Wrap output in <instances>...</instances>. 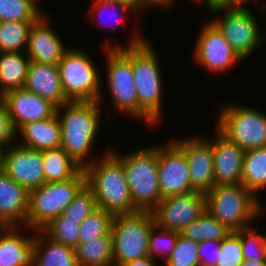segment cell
<instances>
[{
	"mask_svg": "<svg viewBox=\"0 0 266 266\" xmlns=\"http://www.w3.org/2000/svg\"><path fill=\"white\" fill-rule=\"evenodd\" d=\"M101 105L99 101H70L56 108L61 125V148L82 169L96 159L88 156L101 126Z\"/></svg>",
	"mask_w": 266,
	"mask_h": 266,
	"instance_id": "obj_1",
	"label": "cell"
},
{
	"mask_svg": "<svg viewBox=\"0 0 266 266\" xmlns=\"http://www.w3.org/2000/svg\"><path fill=\"white\" fill-rule=\"evenodd\" d=\"M135 31L131 32L127 46L115 44V48H120L131 59L138 107L158 126L162 120L164 91L158 53L151 41Z\"/></svg>",
	"mask_w": 266,
	"mask_h": 266,
	"instance_id": "obj_2",
	"label": "cell"
},
{
	"mask_svg": "<svg viewBox=\"0 0 266 266\" xmlns=\"http://www.w3.org/2000/svg\"><path fill=\"white\" fill-rule=\"evenodd\" d=\"M111 149H107L101 157L97 156L84 169L86 185L93 191L98 208L113 216L134 213L138 210L131 198L123 162Z\"/></svg>",
	"mask_w": 266,
	"mask_h": 266,
	"instance_id": "obj_3",
	"label": "cell"
},
{
	"mask_svg": "<svg viewBox=\"0 0 266 266\" xmlns=\"http://www.w3.org/2000/svg\"><path fill=\"white\" fill-rule=\"evenodd\" d=\"M205 196L206 210L231 232L251 227L266 212L263 202L242 183L214 186Z\"/></svg>",
	"mask_w": 266,
	"mask_h": 266,
	"instance_id": "obj_4",
	"label": "cell"
},
{
	"mask_svg": "<svg viewBox=\"0 0 266 266\" xmlns=\"http://www.w3.org/2000/svg\"><path fill=\"white\" fill-rule=\"evenodd\" d=\"M122 162L134 207L152 212L162 200L159 188L157 145L127 154L111 150Z\"/></svg>",
	"mask_w": 266,
	"mask_h": 266,
	"instance_id": "obj_5",
	"label": "cell"
},
{
	"mask_svg": "<svg viewBox=\"0 0 266 266\" xmlns=\"http://www.w3.org/2000/svg\"><path fill=\"white\" fill-rule=\"evenodd\" d=\"M106 56L107 88L113 105L127 117L146 122L147 127L157 125L138 107L137 87L134 82L131 59L106 40L102 45Z\"/></svg>",
	"mask_w": 266,
	"mask_h": 266,
	"instance_id": "obj_6",
	"label": "cell"
},
{
	"mask_svg": "<svg viewBox=\"0 0 266 266\" xmlns=\"http://www.w3.org/2000/svg\"><path fill=\"white\" fill-rule=\"evenodd\" d=\"M91 56L77 48H69L64 52L58 63L61 85L65 97L69 101L104 100L102 81L99 69Z\"/></svg>",
	"mask_w": 266,
	"mask_h": 266,
	"instance_id": "obj_7",
	"label": "cell"
},
{
	"mask_svg": "<svg viewBox=\"0 0 266 266\" xmlns=\"http://www.w3.org/2000/svg\"><path fill=\"white\" fill-rule=\"evenodd\" d=\"M86 185L82 169L75 177L58 182H45L29 191L27 227L30 231L41 230L52 219L61 216L74 197Z\"/></svg>",
	"mask_w": 266,
	"mask_h": 266,
	"instance_id": "obj_8",
	"label": "cell"
},
{
	"mask_svg": "<svg viewBox=\"0 0 266 266\" xmlns=\"http://www.w3.org/2000/svg\"><path fill=\"white\" fill-rule=\"evenodd\" d=\"M215 128L244 151L266 146V113L243 104H223ZM242 105V106H241Z\"/></svg>",
	"mask_w": 266,
	"mask_h": 266,
	"instance_id": "obj_9",
	"label": "cell"
},
{
	"mask_svg": "<svg viewBox=\"0 0 266 266\" xmlns=\"http://www.w3.org/2000/svg\"><path fill=\"white\" fill-rule=\"evenodd\" d=\"M155 224L150 211L113 216L111 237L114 266L148 256L150 232Z\"/></svg>",
	"mask_w": 266,
	"mask_h": 266,
	"instance_id": "obj_10",
	"label": "cell"
},
{
	"mask_svg": "<svg viewBox=\"0 0 266 266\" xmlns=\"http://www.w3.org/2000/svg\"><path fill=\"white\" fill-rule=\"evenodd\" d=\"M212 13H215V16L218 13L221 15L224 13L222 17L219 14L211 21L243 61L263 44L266 33L260 30L252 9L250 10L248 6L228 7L212 11Z\"/></svg>",
	"mask_w": 266,
	"mask_h": 266,
	"instance_id": "obj_11",
	"label": "cell"
},
{
	"mask_svg": "<svg viewBox=\"0 0 266 266\" xmlns=\"http://www.w3.org/2000/svg\"><path fill=\"white\" fill-rule=\"evenodd\" d=\"M201 30L193 52L197 65L210 73L221 74L243 62L212 21L204 24Z\"/></svg>",
	"mask_w": 266,
	"mask_h": 266,
	"instance_id": "obj_12",
	"label": "cell"
},
{
	"mask_svg": "<svg viewBox=\"0 0 266 266\" xmlns=\"http://www.w3.org/2000/svg\"><path fill=\"white\" fill-rule=\"evenodd\" d=\"M158 177L161 198L196 191L183 151L171 140L157 145Z\"/></svg>",
	"mask_w": 266,
	"mask_h": 266,
	"instance_id": "obj_13",
	"label": "cell"
},
{
	"mask_svg": "<svg viewBox=\"0 0 266 266\" xmlns=\"http://www.w3.org/2000/svg\"><path fill=\"white\" fill-rule=\"evenodd\" d=\"M205 210V193L192 191L162 199L152 213L159 227L181 232L198 219Z\"/></svg>",
	"mask_w": 266,
	"mask_h": 266,
	"instance_id": "obj_14",
	"label": "cell"
},
{
	"mask_svg": "<svg viewBox=\"0 0 266 266\" xmlns=\"http://www.w3.org/2000/svg\"><path fill=\"white\" fill-rule=\"evenodd\" d=\"M192 135L185 139L170 138L185 154L190 170V182L196 191L207 193L214 185L212 138Z\"/></svg>",
	"mask_w": 266,
	"mask_h": 266,
	"instance_id": "obj_15",
	"label": "cell"
},
{
	"mask_svg": "<svg viewBox=\"0 0 266 266\" xmlns=\"http://www.w3.org/2000/svg\"><path fill=\"white\" fill-rule=\"evenodd\" d=\"M3 171L28 191L45 183L42 151L13 143L4 156Z\"/></svg>",
	"mask_w": 266,
	"mask_h": 266,
	"instance_id": "obj_16",
	"label": "cell"
},
{
	"mask_svg": "<svg viewBox=\"0 0 266 266\" xmlns=\"http://www.w3.org/2000/svg\"><path fill=\"white\" fill-rule=\"evenodd\" d=\"M3 105L10 115L16 132L24 124L54 116L57 108L50 101L24 88L5 93L3 95Z\"/></svg>",
	"mask_w": 266,
	"mask_h": 266,
	"instance_id": "obj_17",
	"label": "cell"
},
{
	"mask_svg": "<svg viewBox=\"0 0 266 266\" xmlns=\"http://www.w3.org/2000/svg\"><path fill=\"white\" fill-rule=\"evenodd\" d=\"M47 18L46 13H43L30 27L25 53L30 61L58 65L68 48L49 25Z\"/></svg>",
	"mask_w": 266,
	"mask_h": 266,
	"instance_id": "obj_18",
	"label": "cell"
},
{
	"mask_svg": "<svg viewBox=\"0 0 266 266\" xmlns=\"http://www.w3.org/2000/svg\"><path fill=\"white\" fill-rule=\"evenodd\" d=\"M212 137L214 185L242 183L244 150L228 140L216 128Z\"/></svg>",
	"mask_w": 266,
	"mask_h": 266,
	"instance_id": "obj_19",
	"label": "cell"
},
{
	"mask_svg": "<svg viewBox=\"0 0 266 266\" xmlns=\"http://www.w3.org/2000/svg\"><path fill=\"white\" fill-rule=\"evenodd\" d=\"M19 229V230H18ZM27 226H2L0 228V266H33L35 231L29 235Z\"/></svg>",
	"mask_w": 266,
	"mask_h": 266,
	"instance_id": "obj_20",
	"label": "cell"
},
{
	"mask_svg": "<svg viewBox=\"0 0 266 266\" xmlns=\"http://www.w3.org/2000/svg\"><path fill=\"white\" fill-rule=\"evenodd\" d=\"M29 191L0 172V225L27 226Z\"/></svg>",
	"mask_w": 266,
	"mask_h": 266,
	"instance_id": "obj_21",
	"label": "cell"
},
{
	"mask_svg": "<svg viewBox=\"0 0 266 266\" xmlns=\"http://www.w3.org/2000/svg\"><path fill=\"white\" fill-rule=\"evenodd\" d=\"M23 88L50 101L56 107L70 102L62 89L58 65L30 61Z\"/></svg>",
	"mask_w": 266,
	"mask_h": 266,
	"instance_id": "obj_22",
	"label": "cell"
},
{
	"mask_svg": "<svg viewBox=\"0 0 266 266\" xmlns=\"http://www.w3.org/2000/svg\"><path fill=\"white\" fill-rule=\"evenodd\" d=\"M16 135L17 138H22L18 144L34 150L43 151L61 147V125L56 114L44 120L24 124Z\"/></svg>",
	"mask_w": 266,
	"mask_h": 266,
	"instance_id": "obj_23",
	"label": "cell"
},
{
	"mask_svg": "<svg viewBox=\"0 0 266 266\" xmlns=\"http://www.w3.org/2000/svg\"><path fill=\"white\" fill-rule=\"evenodd\" d=\"M33 266H79L74 248L48 237L42 230H35Z\"/></svg>",
	"mask_w": 266,
	"mask_h": 266,
	"instance_id": "obj_24",
	"label": "cell"
},
{
	"mask_svg": "<svg viewBox=\"0 0 266 266\" xmlns=\"http://www.w3.org/2000/svg\"><path fill=\"white\" fill-rule=\"evenodd\" d=\"M30 59L25 52H0V93L23 88Z\"/></svg>",
	"mask_w": 266,
	"mask_h": 266,
	"instance_id": "obj_25",
	"label": "cell"
},
{
	"mask_svg": "<svg viewBox=\"0 0 266 266\" xmlns=\"http://www.w3.org/2000/svg\"><path fill=\"white\" fill-rule=\"evenodd\" d=\"M242 184L262 201L257 195L266 188V146L244 152Z\"/></svg>",
	"mask_w": 266,
	"mask_h": 266,
	"instance_id": "obj_26",
	"label": "cell"
},
{
	"mask_svg": "<svg viewBox=\"0 0 266 266\" xmlns=\"http://www.w3.org/2000/svg\"><path fill=\"white\" fill-rule=\"evenodd\" d=\"M42 155L45 182L65 181L82 170L61 147L43 150Z\"/></svg>",
	"mask_w": 266,
	"mask_h": 266,
	"instance_id": "obj_27",
	"label": "cell"
},
{
	"mask_svg": "<svg viewBox=\"0 0 266 266\" xmlns=\"http://www.w3.org/2000/svg\"><path fill=\"white\" fill-rule=\"evenodd\" d=\"M75 252L79 266H114L111 235L79 243Z\"/></svg>",
	"mask_w": 266,
	"mask_h": 266,
	"instance_id": "obj_28",
	"label": "cell"
},
{
	"mask_svg": "<svg viewBox=\"0 0 266 266\" xmlns=\"http://www.w3.org/2000/svg\"><path fill=\"white\" fill-rule=\"evenodd\" d=\"M230 233L231 231L207 210L180 232L185 238L197 242L221 241Z\"/></svg>",
	"mask_w": 266,
	"mask_h": 266,
	"instance_id": "obj_29",
	"label": "cell"
},
{
	"mask_svg": "<svg viewBox=\"0 0 266 266\" xmlns=\"http://www.w3.org/2000/svg\"><path fill=\"white\" fill-rule=\"evenodd\" d=\"M34 22H0V52H25Z\"/></svg>",
	"mask_w": 266,
	"mask_h": 266,
	"instance_id": "obj_30",
	"label": "cell"
},
{
	"mask_svg": "<svg viewBox=\"0 0 266 266\" xmlns=\"http://www.w3.org/2000/svg\"><path fill=\"white\" fill-rule=\"evenodd\" d=\"M113 215L104 209L97 208L80 223L79 243L89 242L97 238L111 235Z\"/></svg>",
	"mask_w": 266,
	"mask_h": 266,
	"instance_id": "obj_31",
	"label": "cell"
},
{
	"mask_svg": "<svg viewBox=\"0 0 266 266\" xmlns=\"http://www.w3.org/2000/svg\"><path fill=\"white\" fill-rule=\"evenodd\" d=\"M31 0H0V22H35L43 13Z\"/></svg>",
	"mask_w": 266,
	"mask_h": 266,
	"instance_id": "obj_32",
	"label": "cell"
},
{
	"mask_svg": "<svg viewBox=\"0 0 266 266\" xmlns=\"http://www.w3.org/2000/svg\"><path fill=\"white\" fill-rule=\"evenodd\" d=\"M48 237L65 246L76 248L79 244L78 220L66 219L63 215L52 219L41 229Z\"/></svg>",
	"mask_w": 266,
	"mask_h": 266,
	"instance_id": "obj_33",
	"label": "cell"
},
{
	"mask_svg": "<svg viewBox=\"0 0 266 266\" xmlns=\"http://www.w3.org/2000/svg\"><path fill=\"white\" fill-rule=\"evenodd\" d=\"M94 3V4H93ZM93 3H92V7L93 8H90L91 9V16L93 15L94 17H97V23L98 25L99 24H103V23H106L105 26L107 27H111L112 29H115V25H122L123 23V28H124V25H125V21H126V16L130 13H132L134 15V13L136 14L137 12L135 11V9L130 6V5H127L125 3H122V2H116V1H107V0H93ZM95 12V14H94ZM120 12V16H118L117 13ZM108 14V15H107ZM97 15V16H96ZM109 17H107V16ZM126 15V16H125ZM104 17V18H103ZM106 17V18H105ZM115 17V18H114ZM99 18V19H98ZM109 18V19H108ZM113 18L116 20V22L118 23H114L115 21H113ZM109 21H108V20ZM113 21H111V20ZM119 19V20H118ZM121 19V20H120ZM107 20V21H106ZM120 21V22H119ZM107 22H112V23H108ZM121 23V24H120ZM112 25L114 27H112Z\"/></svg>",
	"mask_w": 266,
	"mask_h": 266,
	"instance_id": "obj_34",
	"label": "cell"
},
{
	"mask_svg": "<svg viewBox=\"0 0 266 266\" xmlns=\"http://www.w3.org/2000/svg\"><path fill=\"white\" fill-rule=\"evenodd\" d=\"M179 234L180 232L164 229L155 224L150 232L148 256L155 261L161 256L166 262L173 252Z\"/></svg>",
	"mask_w": 266,
	"mask_h": 266,
	"instance_id": "obj_35",
	"label": "cell"
},
{
	"mask_svg": "<svg viewBox=\"0 0 266 266\" xmlns=\"http://www.w3.org/2000/svg\"><path fill=\"white\" fill-rule=\"evenodd\" d=\"M257 227L240 230L242 255L244 260L266 261V233H259Z\"/></svg>",
	"mask_w": 266,
	"mask_h": 266,
	"instance_id": "obj_36",
	"label": "cell"
},
{
	"mask_svg": "<svg viewBox=\"0 0 266 266\" xmlns=\"http://www.w3.org/2000/svg\"><path fill=\"white\" fill-rule=\"evenodd\" d=\"M97 208L93 191L85 185L66 207L62 215L66 219L78 220L80 224Z\"/></svg>",
	"mask_w": 266,
	"mask_h": 266,
	"instance_id": "obj_37",
	"label": "cell"
},
{
	"mask_svg": "<svg viewBox=\"0 0 266 266\" xmlns=\"http://www.w3.org/2000/svg\"><path fill=\"white\" fill-rule=\"evenodd\" d=\"M197 241H192L179 234L170 258L165 266H200Z\"/></svg>",
	"mask_w": 266,
	"mask_h": 266,
	"instance_id": "obj_38",
	"label": "cell"
},
{
	"mask_svg": "<svg viewBox=\"0 0 266 266\" xmlns=\"http://www.w3.org/2000/svg\"><path fill=\"white\" fill-rule=\"evenodd\" d=\"M243 261L240 230L232 231L221 240L216 266H241Z\"/></svg>",
	"mask_w": 266,
	"mask_h": 266,
	"instance_id": "obj_39",
	"label": "cell"
},
{
	"mask_svg": "<svg viewBox=\"0 0 266 266\" xmlns=\"http://www.w3.org/2000/svg\"><path fill=\"white\" fill-rule=\"evenodd\" d=\"M15 137H17L16 130L7 109L3 105L0 108V147L7 150L13 143L17 142Z\"/></svg>",
	"mask_w": 266,
	"mask_h": 266,
	"instance_id": "obj_40",
	"label": "cell"
},
{
	"mask_svg": "<svg viewBox=\"0 0 266 266\" xmlns=\"http://www.w3.org/2000/svg\"><path fill=\"white\" fill-rule=\"evenodd\" d=\"M221 241H201L198 244L200 266H216L220 252Z\"/></svg>",
	"mask_w": 266,
	"mask_h": 266,
	"instance_id": "obj_41",
	"label": "cell"
},
{
	"mask_svg": "<svg viewBox=\"0 0 266 266\" xmlns=\"http://www.w3.org/2000/svg\"><path fill=\"white\" fill-rule=\"evenodd\" d=\"M176 0H135V11L137 14L140 12L141 14L146 10H152L156 7H162L163 9L166 7H172L176 2ZM152 7V8H151ZM145 10V11H144Z\"/></svg>",
	"mask_w": 266,
	"mask_h": 266,
	"instance_id": "obj_42",
	"label": "cell"
},
{
	"mask_svg": "<svg viewBox=\"0 0 266 266\" xmlns=\"http://www.w3.org/2000/svg\"><path fill=\"white\" fill-rule=\"evenodd\" d=\"M157 262L150 256H144L134 261L118 264L117 266H158Z\"/></svg>",
	"mask_w": 266,
	"mask_h": 266,
	"instance_id": "obj_43",
	"label": "cell"
},
{
	"mask_svg": "<svg viewBox=\"0 0 266 266\" xmlns=\"http://www.w3.org/2000/svg\"><path fill=\"white\" fill-rule=\"evenodd\" d=\"M241 266H266V261L254 262V261L244 260Z\"/></svg>",
	"mask_w": 266,
	"mask_h": 266,
	"instance_id": "obj_44",
	"label": "cell"
},
{
	"mask_svg": "<svg viewBox=\"0 0 266 266\" xmlns=\"http://www.w3.org/2000/svg\"><path fill=\"white\" fill-rule=\"evenodd\" d=\"M246 2L248 3L249 0H231V7H236V6L246 7V5L248 6V4H246Z\"/></svg>",
	"mask_w": 266,
	"mask_h": 266,
	"instance_id": "obj_45",
	"label": "cell"
},
{
	"mask_svg": "<svg viewBox=\"0 0 266 266\" xmlns=\"http://www.w3.org/2000/svg\"><path fill=\"white\" fill-rule=\"evenodd\" d=\"M6 149L0 147V172L3 171L4 167V156Z\"/></svg>",
	"mask_w": 266,
	"mask_h": 266,
	"instance_id": "obj_46",
	"label": "cell"
},
{
	"mask_svg": "<svg viewBox=\"0 0 266 266\" xmlns=\"http://www.w3.org/2000/svg\"><path fill=\"white\" fill-rule=\"evenodd\" d=\"M107 1H116V2H122L127 5L132 6L135 9V0H107Z\"/></svg>",
	"mask_w": 266,
	"mask_h": 266,
	"instance_id": "obj_47",
	"label": "cell"
},
{
	"mask_svg": "<svg viewBox=\"0 0 266 266\" xmlns=\"http://www.w3.org/2000/svg\"><path fill=\"white\" fill-rule=\"evenodd\" d=\"M3 106V94L0 93V108Z\"/></svg>",
	"mask_w": 266,
	"mask_h": 266,
	"instance_id": "obj_48",
	"label": "cell"
},
{
	"mask_svg": "<svg viewBox=\"0 0 266 266\" xmlns=\"http://www.w3.org/2000/svg\"><path fill=\"white\" fill-rule=\"evenodd\" d=\"M32 2H34L38 7L40 6L39 3H41V0H31Z\"/></svg>",
	"mask_w": 266,
	"mask_h": 266,
	"instance_id": "obj_49",
	"label": "cell"
},
{
	"mask_svg": "<svg viewBox=\"0 0 266 266\" xmlns=\"http://www.w3.org/2000/svg\"><path fill=\"white\" fill-rule=\"evenodd\" d=\"M265 6H266V3H265V4L263 3L262 6L259 7L260 10H263V11H264V8H265V10H266V7H265ZM262 8H263V9H262Z\"/></svg>",
	"mask_w": 266,
	"mask_h": 266,
	"instance_id": "obj_50",
	"label": "cell"
}]
</instances>
